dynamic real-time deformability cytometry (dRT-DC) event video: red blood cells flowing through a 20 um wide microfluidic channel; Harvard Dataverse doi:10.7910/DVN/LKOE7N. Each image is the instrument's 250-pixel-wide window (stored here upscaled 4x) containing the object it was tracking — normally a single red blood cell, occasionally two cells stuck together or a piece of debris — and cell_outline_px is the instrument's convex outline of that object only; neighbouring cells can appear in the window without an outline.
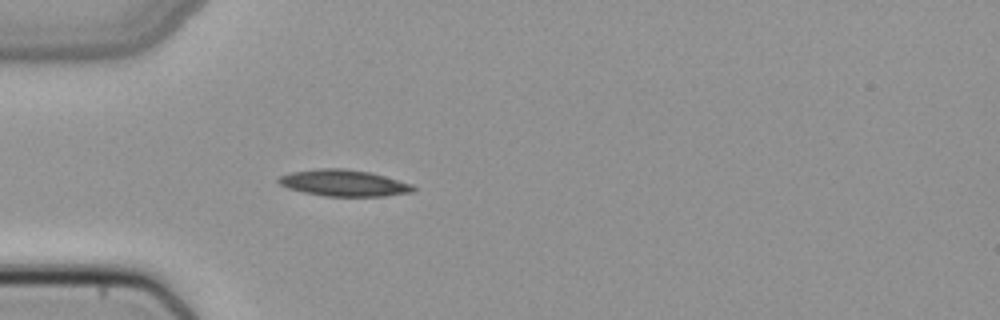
{"species": "common noctule bat (a hibernating species)", "species_latin": "Nyctalus noctula", "temperature_condition": "cold", "stored_images_in_passage": 28, "camera_frame_rate_fps": 3000, "um_per_image_px": 0.085, "animal": {"sex": "female", "body_mass_g": 22.7, "forearm_length_mm": 54.2}, "frame": {"image": 1, "passage_image": 6, "time_ms": 1.667, "image_size_px": [1000, 320], "cell_outline_px": [[416, 188], [412, 192], [384, 196], [324, 196], [304, 192], [288, 188], [280, 184], [276, 180], [280, 176], [292, 172], [320, 168], [344, 168], [372, 172], [412, 184]], "centroid_in_image_um": [29.23, 15.55], "position_along_channel_um": 55.8, "area_um2": 20.75}}
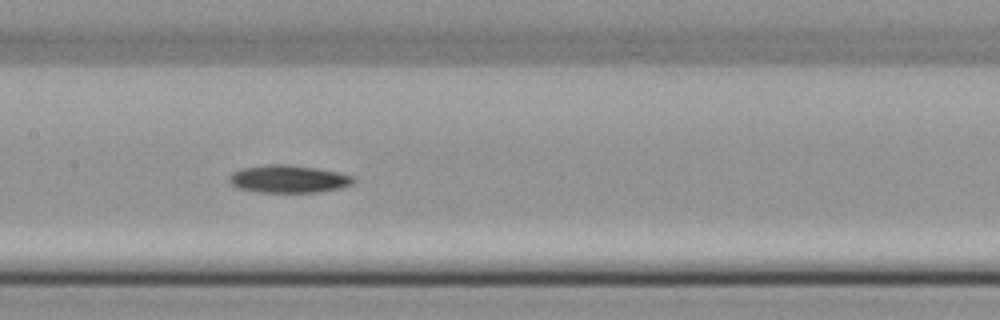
{"frame": {"image": 2, "passage_image": 16, "time_ms": 5.0, "image_size_px": [1000, 320], "cell_outline_px": [[356, 180], [352, 184], [340, 188], [316, 192], [256, 192], [236, 188], [228, 180], [228, 176], [232, 172], [240, 168], [268, 164], [288, 164], [316, 168], [340, 172], [352, 176]], "centroid_in_image_um": [24.48, 15.2], "position_along_channel_um": 182.9, "area_um2": 20.23}}
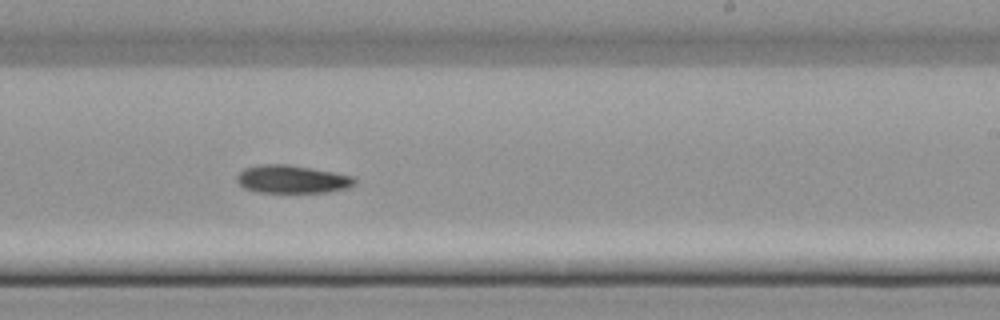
{"frame": {"image": 3, "passage_image": 22, "time_ms": 7.0, "image_size_px": [1000, 320], "cell_outline_px": [[356, 184], [344, 188], [328, 192], [260, 192], [244, 188], [236, 180], [236, 176], [244, 168], [260, 164], [288, 164], [312, 168], [352, 176], [356, 180]], "centroid_in_image_um": [24.8, 15.22], "position_along_channel_um": 264.2, "area_um2": 19.07}}